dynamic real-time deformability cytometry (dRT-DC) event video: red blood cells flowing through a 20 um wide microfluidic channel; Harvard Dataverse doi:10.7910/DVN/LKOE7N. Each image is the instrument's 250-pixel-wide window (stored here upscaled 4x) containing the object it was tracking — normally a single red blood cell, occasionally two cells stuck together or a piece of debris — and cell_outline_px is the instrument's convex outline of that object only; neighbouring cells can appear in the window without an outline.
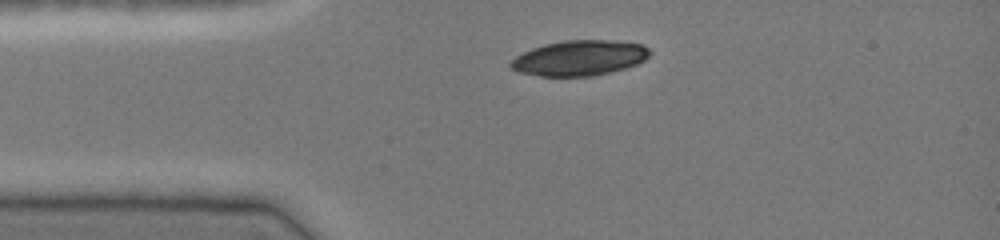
{"species": "common noctule bat (a hibernating species)", "species_latin": "Nyctalus noctula", "temperature_condition": "cold", "stored_images_in_passage": 3, "camera_frame_rate_fps": 3000, "um_per_image_px": 0.085, "animal": {"sex": "female", "body_mass_g": 19.0, "forearm_length_mm": 51.5}, "frame": {"image": 1, "passage_image": 3, "time_ms": 0.667, "image_size_px": [1000, 240], "cell_outline_px": [[652, 52], [644, 60], [636, 64], [612, 72], [592, 76], [540, 76], [520, 72], [512, 68], [508, 64], [516, 56], [532, 48], [544, 44], [564, 40], [612, 40], [644, 44]], "centroid_in_image_um": [49.27, 4.92], "position_along_channel_um": 35.7, "area_um2": 28.61}}